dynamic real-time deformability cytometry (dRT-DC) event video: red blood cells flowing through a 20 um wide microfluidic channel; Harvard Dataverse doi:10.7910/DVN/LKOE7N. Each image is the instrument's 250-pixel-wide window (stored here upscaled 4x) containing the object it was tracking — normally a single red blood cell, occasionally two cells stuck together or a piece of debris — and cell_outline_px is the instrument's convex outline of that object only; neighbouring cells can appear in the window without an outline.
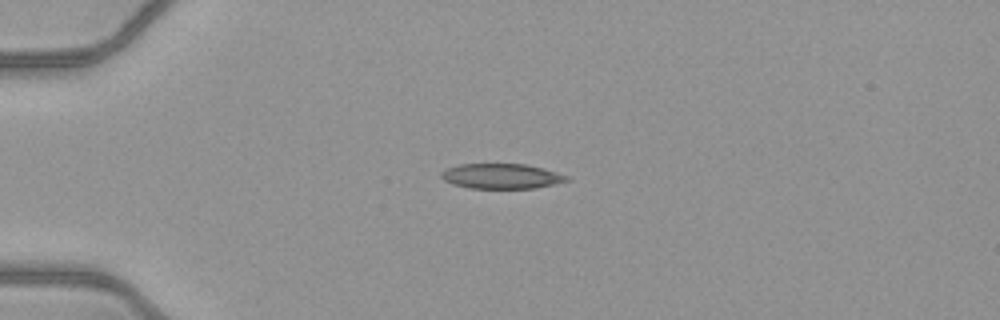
{"species": "common noctule bat (a hibernating species)", "species_latin": "Nyctalus noctula", "temperature_condition": "warm", "stored_images_in_passage": 38, "camera_frame_rate_fps": 3000, "um_per_image_px": 0.085, "animal": {"sex": "female", "body_mass_g": 21.9}, "frame": {"image": 1, "passage_image": 1, "time_ms": 0.0, "image_size_px": [1000, 320], "cell_outline_px": [[572, 180], [532, 188], [468, 188], [452, 184], [444, 180], [440, 176], [440, 172], [444, 168], [460, 164], [524, 164], [544, 168], [568, 176]], "centroid_in_image_um": [42.58, 14.97], "position_along_channel_um": 42.4, "area_um2": 18.38}}
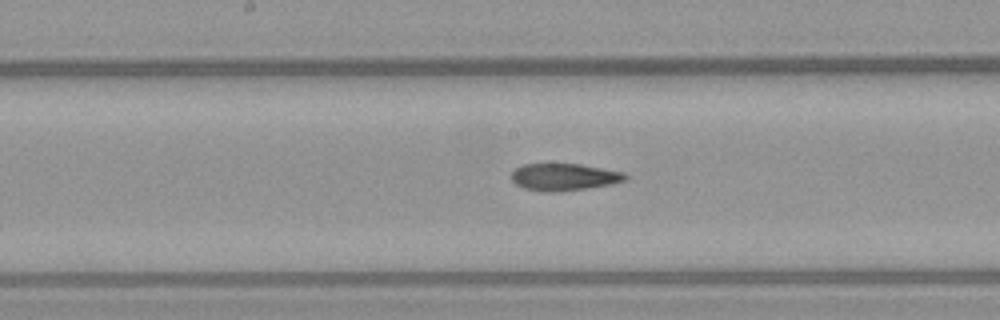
{"frame": {"image": 2, "passage_image": 15, "time_ms": 4.667, "image_size_px": [1000, 320], "cell_outline_px": [[628, 176], [624, 180], [608, 184], [584, 188], [552, 192], [548, 192], [524, 188], [516, 184], [512, 180], [512, 172], [516, 168], [524, 164], [580, 164], [624, 172]], "centroid_in_image_um": [47.92, 15.03], "position_along_channel_um": 200.3, "area_um2": 17.57}}
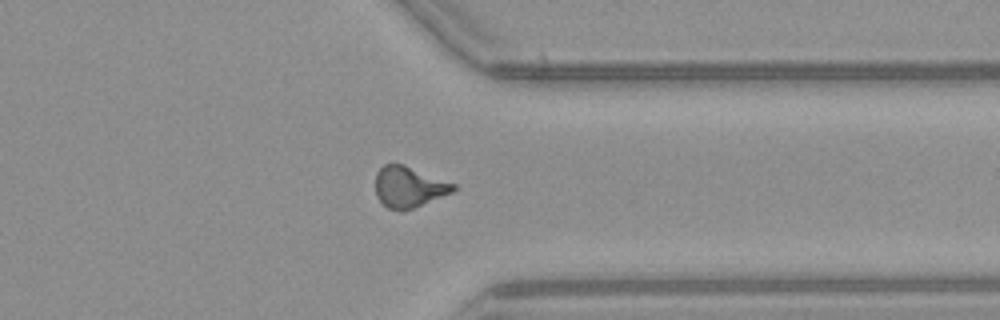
{"frame": {"image": 3, "passage_image": 28, "time_ms": 9.0, "image_size_px": [1000, 320], "cell_outline_px": [[460, 188], [452, 192], [412, 208], [400, 212], [388, 208], [376, 196], [376, 172], [384, 164], [404, 164], [456, 184]], "centroid_in_image_um": [34.76, 15.88], "position_along_channel_um": 376.6, "area_um2": 18.55}, "authors_computed_cell_mechanics": {"area_um2": 18.3804, "velocity_mm_per_s": 4.1165, "shape_relaxation_time_tau1_ms": null, "shape_relaxation_time_tau2_ms": 2.6286, "deformation_change_tau1": null, "deformation_change_tau2": 0.1103}}